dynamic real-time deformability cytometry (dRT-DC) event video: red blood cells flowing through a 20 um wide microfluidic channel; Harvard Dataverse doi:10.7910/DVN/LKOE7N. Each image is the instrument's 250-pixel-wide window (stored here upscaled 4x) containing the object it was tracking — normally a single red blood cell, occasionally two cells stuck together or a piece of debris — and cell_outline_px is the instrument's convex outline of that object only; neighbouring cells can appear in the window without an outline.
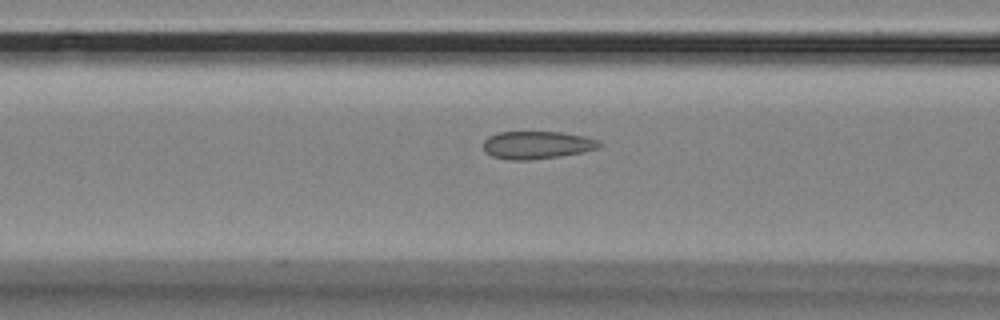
{"species": "Egyptian fruit bat (a non-hibernating species)", "species_latin": "Rousettus aegyptiacus", "temperature_condition": "room temperature", "stored_images_in_passage": 44, "camera_frame_rate_fps": 3000, "um_per_image_px": 0.085, "animal": {"sex": "female"}, "frame": {"image": 1, "passage_image": 10, "time_ms": 3.0, "image_size_px": [1000, 320], "cell_outline_px": [[600, 144], [596, 148], [584, 152], [560, 156], [528, 160], [508, 160], [492, 156], [484, 152], [484, 140], [488, 136], [496, 132], [560, 132], [584, 136], [596, 140]], "centroid_in_image_um": [45.57, 12.33], "position_along_channel_um": 121.0, "area_um2": 18.67}}
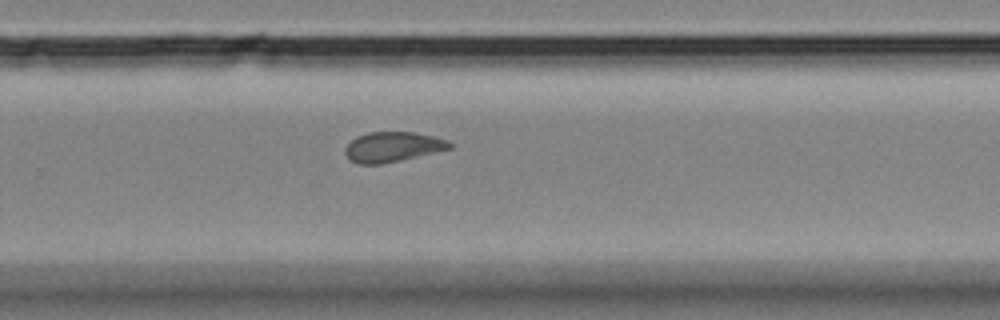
{"frame": {"image": 2, "passage_image": 25, "time_ms": 8.0, "image_size_px": [1000, 320], "cell_outline_px": [[452, 148], [400, 160], [380, 164], [360, 164], [348, 160], [344, 152], [344, 148], [356, 136], [368, 132], [416, 132], [448, 140], [452, 144]], "centroid_in_image_um": [33.34, 12.48], "position_along_channel_um": 296.5, "area_um2": 18.26}}
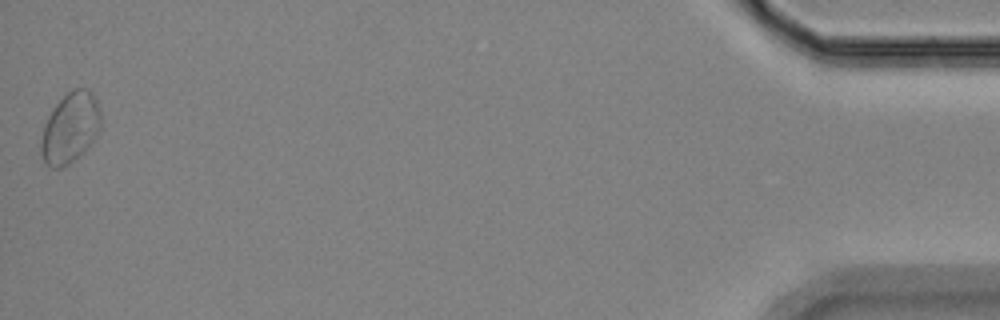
{"frame": {"image": 3, "passage_image": 44, "time_ms": 14.333, "image_size_px": [1000, 320], "cell_outline_px": [[100, 132], [84, 152], [68, 164], [60, 168], [52, 168], [44, 160], [40, 152], [40, 140], [44, 124], [48, 116], [56, 104], [72, 88], [88, 88], [92, 92], [96, 100], [100, 112]], "centroid_in_image_um": [5.97, 10.87], "position_along_channel_um": 429.2, "area_um2": 24.62}, "authors_computed_cell_mechanics": {"area_um2": 19.5364, "velocity_mm_per_s": 3.5109, "shape_relaxation_time_tau1_ms": null, "shape_relaxation_time_tau2_ms": 1.4013, "deformation_change_tau1": null, "deformation_change_tau2": 0.0512}}